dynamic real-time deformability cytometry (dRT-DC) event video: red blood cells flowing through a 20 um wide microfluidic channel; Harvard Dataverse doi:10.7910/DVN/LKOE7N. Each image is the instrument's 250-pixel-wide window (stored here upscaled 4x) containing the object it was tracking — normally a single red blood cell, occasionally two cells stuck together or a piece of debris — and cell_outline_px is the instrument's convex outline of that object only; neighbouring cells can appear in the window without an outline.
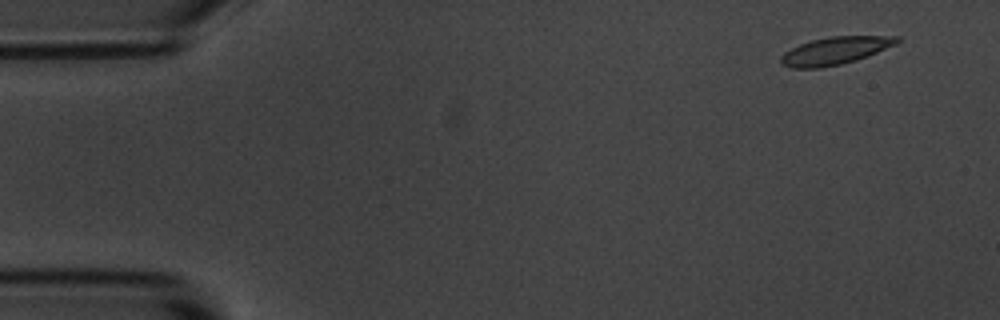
{"species": "common noctule bat (a hibernating species)", "species_latin": "Nyctalus noctula", "temperature_condition": "room temperature", "stored_images_in_passage": 6, "segment_of_instrument_passage": [1, 2], "camera_frame_rate_fps": 3000, "um_per_image_px": 0.085, "animal": {"sex": "male", "body_mass_g": 20.1, "forearm_length_mm": 53.5}, "frame": {"image": 1, "passage_image": 2, "time_ms": 0.333, "image_size_px": [1000, 320], "cell_outline_px": [[900, 40], [896, 44], [856, 60], [840, 64], [820, 68], [792, 68], [784, 64], [780, 60], [780, 56], [784, 52], [800, 44], [812, 40], [828, 36], [900, 36]], "centroid_in_image_um": [70.98, 4.3], "position_along_channel_um": 14.0, "area_um2": 18.44}}
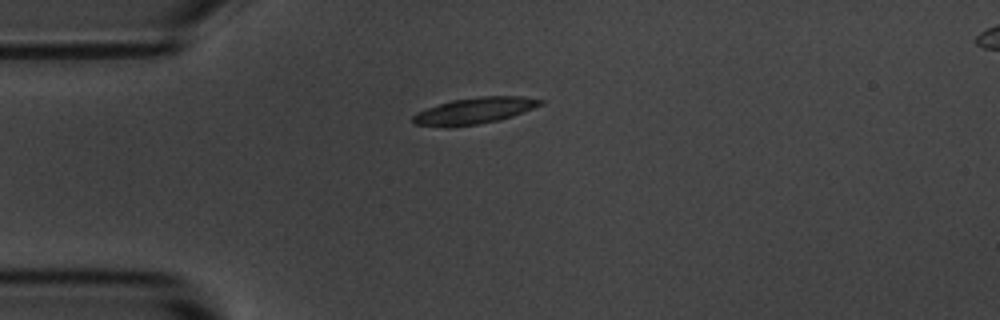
{"frame": {"image": 2, "passage_image": 5, "time_ms": 1.333, "image_size_px": [1000, 320], "cell_outline_px": [[544, 104], [512, 116], [500, 120], [476, 124], [412, 124], [412, 116], [416, 112], [424, 108], [452, 100], [476, 96], [520, 96], [544, 100]], "centroid_in_image_um": [40.39, 9.36], "position_along_channel_um": 44.6, "area_um2": 18.96}}